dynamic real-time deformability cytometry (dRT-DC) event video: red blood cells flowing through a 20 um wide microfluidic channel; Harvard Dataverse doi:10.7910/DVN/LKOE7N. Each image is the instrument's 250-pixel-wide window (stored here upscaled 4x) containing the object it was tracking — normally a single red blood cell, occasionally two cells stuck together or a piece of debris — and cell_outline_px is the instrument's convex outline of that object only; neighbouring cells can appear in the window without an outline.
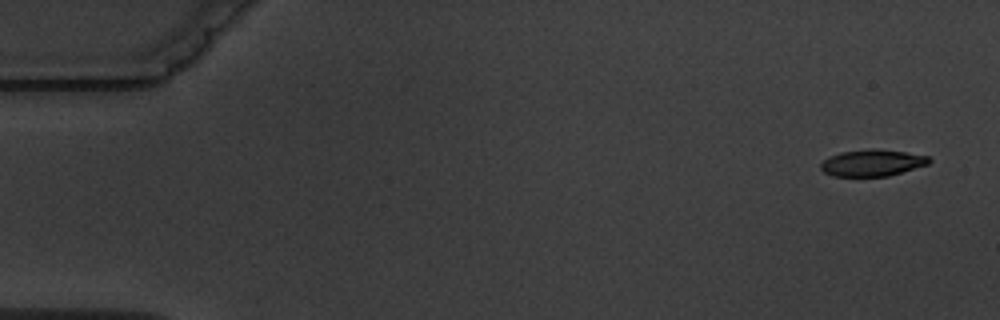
{"species": "common noctule bat (a hibernating species)", "species_latin": "Nyctalus noctula", "temperature_condition": "warm", "stored_images_in_passage": 6, "segment_of_instrument_passage": [1, 2], "camera_frame_rate_fps": 3000, "um_per_image_px": 0.085, "animal": {"sex": "male", "body_mass_g": 19.5, "forearm_length_mm": 54.6}, "frame": {"image": 1, "passage_image": 1, "time_ms": 0.0, "image_size_px": [1000, 320], "cell_outline_px": [[932, 160], [928, 164], [888, 176], [832, 176], [824, 172], [820, 168], [820, 164], [828, 156], [840, 152], [872, 148], [904, 152], [928, 156]], "centroid_in_image_um": [74.1, 13.84], "position_along_channel_um": 10.9, "area_um2": 16.76}}